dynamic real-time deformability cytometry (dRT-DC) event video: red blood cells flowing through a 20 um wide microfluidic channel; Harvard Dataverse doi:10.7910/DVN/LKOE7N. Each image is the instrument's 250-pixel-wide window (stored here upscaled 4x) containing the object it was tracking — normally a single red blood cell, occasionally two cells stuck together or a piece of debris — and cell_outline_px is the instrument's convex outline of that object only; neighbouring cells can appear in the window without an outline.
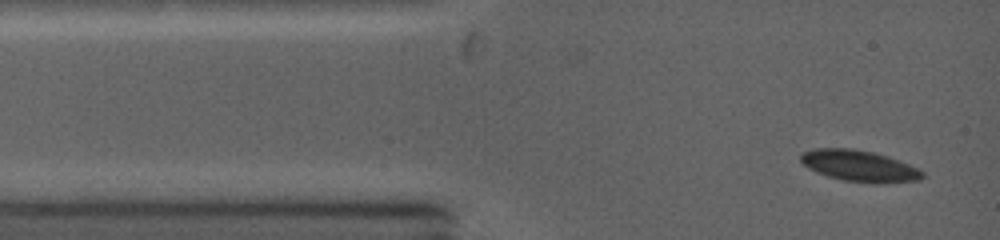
{"species": "common noctule bat (a hibernating species)", "species_latin": "Nyctalus noctula", "temperature_condition": "warm", "stored_images_in_passage": 2, "camera_frame_rate_fps": 5000, "um_per_image_px": 0.085, "animal": {"sex": "female", "body_mass_g": 19.0, "forearm_length_mm": 53.3}, "frame": {"image": 1, "passage_image": 2, "time_ms": 0.6, "image_size_px": [1000, 240], "cell_outline_px": [[924, 176], [920, 180], [844, 180], [828, 176], [816, 172], [808, 168], [800, 160], [800, 156], [804, 152], [816, 148], [852, 148], [872, 152], [888, 156], [908, 164], [924, 172]], "centroid_in_image_um": [72.96, 14.04], "position_along_channel_um": 12.0, "area_um2": 20.98}}